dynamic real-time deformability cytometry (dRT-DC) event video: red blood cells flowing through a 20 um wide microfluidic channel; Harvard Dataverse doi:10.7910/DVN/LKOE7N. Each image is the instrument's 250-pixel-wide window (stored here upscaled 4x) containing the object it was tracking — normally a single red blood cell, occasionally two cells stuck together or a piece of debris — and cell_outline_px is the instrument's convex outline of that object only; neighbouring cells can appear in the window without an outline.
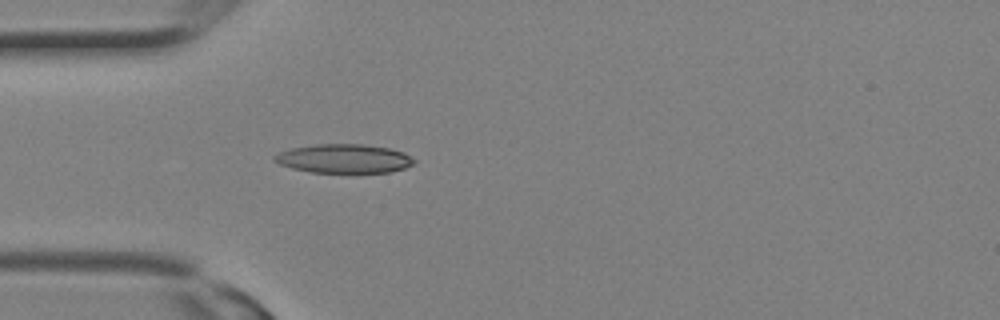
{"species": "Egyptian fruit bat (a non-hibernating species)", "species_latin": "Rousettus aegyptiacus", "temperature_condition": "room temperature", "stored_images_in_passage": 5, "camera_frame_rate_fps": 3000, "um_per_image_px": 0.085, "animal": {"sex": "female"}, "frame": {"image": 1, "passage_image": 3, "time_ms": 0.667, "image_size_px": [1000, 320], "cell_outline_px": [[416, 164], [392, 172], [312, 172], [292, 168], [280, 164], [272, 160], [272, 156], [280, 152], [292, 148], [316, 144], [364, 144], [388, 148], [404, 152], [416, 160]], "centroid_in_image_um": [29.26, 13.48], "position_along_channel_um": 55.7, "area_um2": 23.52}}
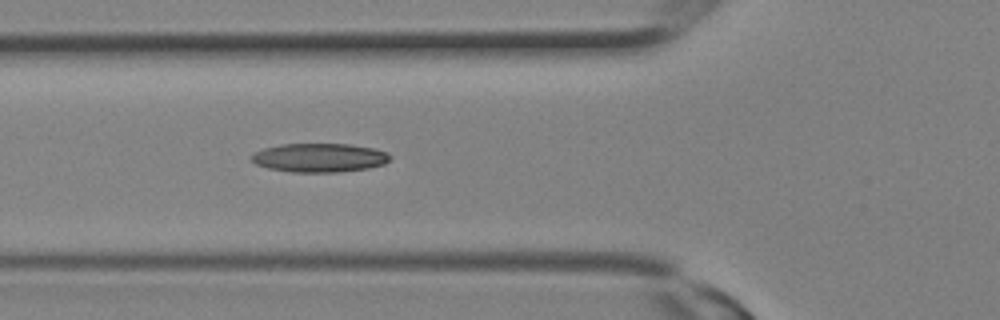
{"frame": {"image": 2, "passage_image": 5, "time_ms": 1.333, "image_size_px": [1000, 320], "cell_outline_px": [[392, 156], [384, 164], [368, 168], [340, 172], [292, 172], [268, 168], [256, 164], [252, 160], [252, 156], [256, 152], [264, 148], [280, 144], [348, 144], [372, 148], [388, 152]], "centroid_in_image_um": [27.17, 13.4], "position_along_channel_um": 98.6, "area_um2": 23.18}}